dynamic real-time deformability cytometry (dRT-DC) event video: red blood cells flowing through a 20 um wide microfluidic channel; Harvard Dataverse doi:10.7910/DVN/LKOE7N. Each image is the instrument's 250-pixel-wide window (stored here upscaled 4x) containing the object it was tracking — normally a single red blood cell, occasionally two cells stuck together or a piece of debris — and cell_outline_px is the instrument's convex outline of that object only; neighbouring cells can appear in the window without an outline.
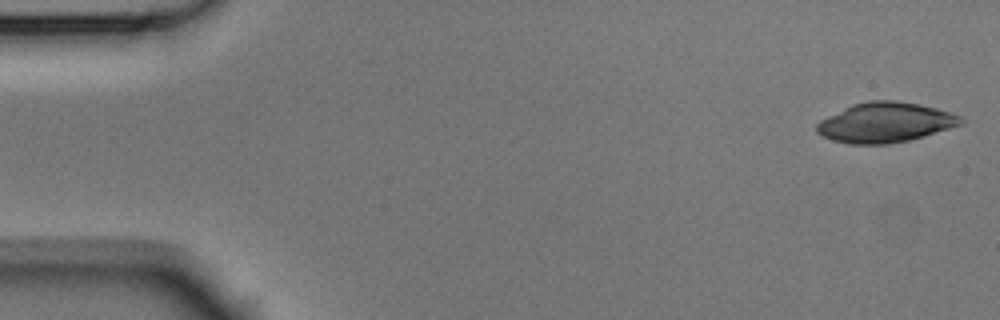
{"species": "Egyptian fruit bat (a non-hibernating species)", "species_latin": "Rousettus aegyptiacus", "temperature_condition": "room temperature", "stored_images_in_passage": 4, "camera_frame_rate_fps": 3000, "um_per_image_px": 0.085, "animal": {"sex": "male"}, "frame": {"image": 1, "passage_image": 1, "time_ms": 0.0, "image_size_px": [1000, 320], "cell_outline_px": [[964, 124], [924, 136], [908, 140], [888, 144], [848, 144], [832, 140], [816, 132], [816, 124], [820, 120], [852, 104], [868, 100], [896, 100], [920, 104], [936, 108], [960, 116], [964, 120]], "centroid_in_image_um": [75.24, 10.41], "position_along_channel_um": 9.8, "area_um2": 33.58}}